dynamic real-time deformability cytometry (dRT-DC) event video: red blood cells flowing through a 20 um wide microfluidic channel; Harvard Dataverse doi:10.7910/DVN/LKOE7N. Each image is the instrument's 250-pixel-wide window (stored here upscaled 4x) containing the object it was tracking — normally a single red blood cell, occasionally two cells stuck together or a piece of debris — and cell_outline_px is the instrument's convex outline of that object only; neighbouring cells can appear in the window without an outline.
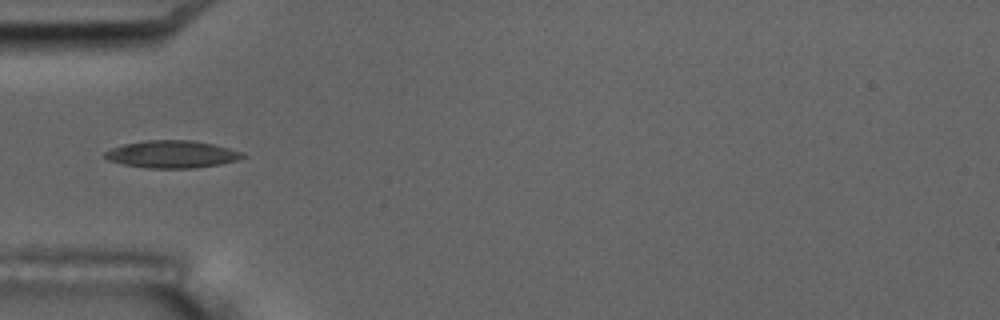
{"species": "common noctule bat (a hibernating species)", "species_latin": "Nyctalus noctula", "temperature_condition": "room temperature", "stored_images_in_passage": 10, "camera_frame_rate_fps": 3000, "um_per_image_px": 0.085, "animal": {"sex": "male", "body_mass_g": 17.5, "forearm_length_mm": 52.3}, "frame": {"image": 1, "passage_image": 5, "time_ms": 4.667, "image_size_px": [1000, 320], "cell_outline_px": [[248, 156], [236, 160], [220, 164], [196, 168], [148, 168], [124, 164], [108, 160], [104, 156], [104, 152], [112, 148], [124, 144], [148, 140], [192, 140], [212, 144], [244, 152]], "centroid_in_image_um": [14.64, 13.11], "position_along_channel_um": 70.4, "area_um2": 21.91}}